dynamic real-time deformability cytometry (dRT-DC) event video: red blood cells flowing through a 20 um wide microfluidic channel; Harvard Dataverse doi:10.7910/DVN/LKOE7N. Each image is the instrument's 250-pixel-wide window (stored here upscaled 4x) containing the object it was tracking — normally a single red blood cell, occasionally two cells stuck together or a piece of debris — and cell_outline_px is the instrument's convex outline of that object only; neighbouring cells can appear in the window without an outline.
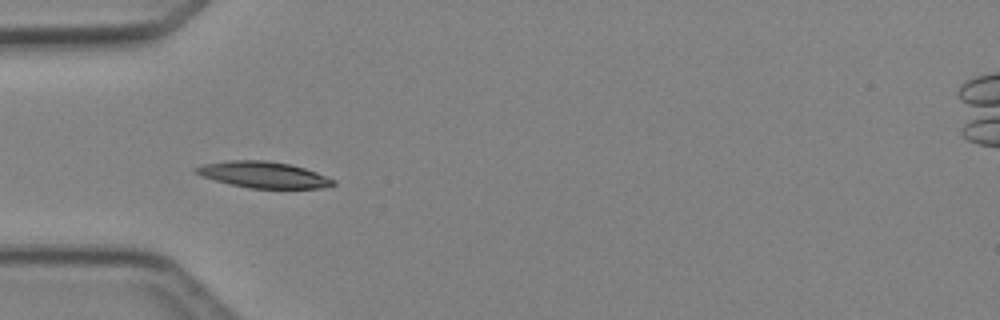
{"species": "Egyptian fruit bat (a non-hibernating species)", "species_latin": "Rousettus aegyptiacus", "temperature_condition": "cold", "stored_images_in_passage": 6, "camera_frame_rate_fps": 3000, "um_per_image_px": 0.085, "animal": {"sex": "female"}, "frame": {"image": 1, "passage_image": 3, "time_ms": 2.333, "image_size_px": [1000, 320], "cell_outline_px": [[336, 184], [320, 188], [252, 188], [232, 184], [200, 176], [192, 168], [204, 164], [228, 160], [268, 160], [288, 164], [304, 168], [316, 172], [336, 180]], "centroid_in_image_um": [22.39, 14.84], "position_along_channel_um": 62.6, "area_um2": 20.81}}
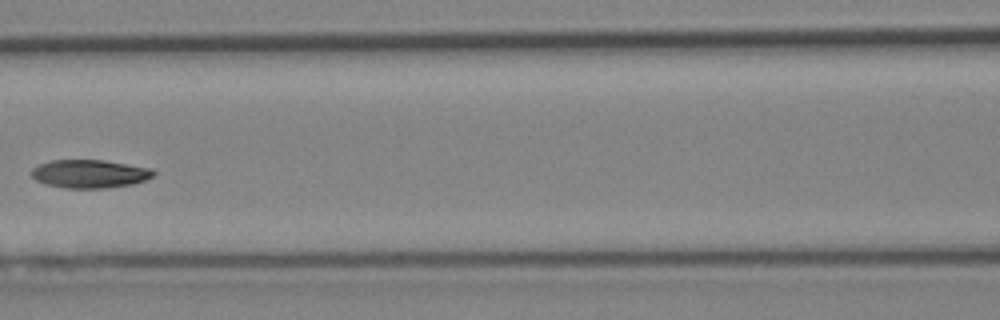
{"frame": {"image": 2, "passage_image": 5, "time_ms": 4.667, "image_size_px": [1000, 320], "cell_outline_px": [[156, 172], [152, 176], [144, 180], [132, 184], [108, 188], [64, 188], [48, 184], [36, 180], [32, 176], [32, 168], [40, 164], [52, 160], [104, 160], [152, 168]], "centroid_in_image_um": [7.64, 14.77], "position_along_channel_um": 159.0, "area_um2": 20.0}}
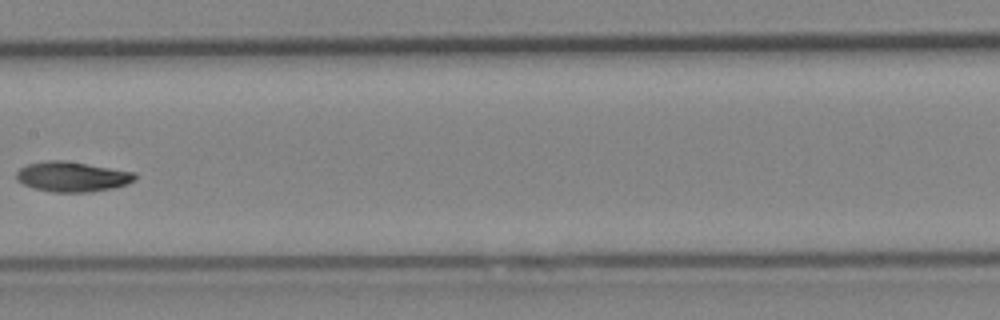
{"frame": {"image": 3, "passage_image": 6, "time_ms": 5.667, "image_size_px": [1000, 320], "cell_outline_px": [[136, 180], [128, 184], [112, 188], [88, 192], [52, 192], [32, 188], [16, 180], [16, 172], [20, 168], [28, 164], [44, 160], [64, 160], [136, 172]], "centroid_in_image_um": [6.13, 15.01], "position_along_channel_um": 201.3, "area_um2": 20.92}}